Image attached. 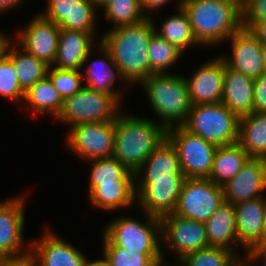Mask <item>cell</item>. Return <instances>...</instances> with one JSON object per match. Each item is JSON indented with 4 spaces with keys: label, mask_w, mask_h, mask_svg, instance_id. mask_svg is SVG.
<instances>
[{
    "label": "cell",
    "mask_w": 266,
    "mask_h": 266,
    "mask_svg": "<svg viewBox=\"0 0 266 266\" xmlns=\"http://www.w3.org/2000/svg\"><path fill=\"white\" fill-rule=\"evenodd\" d=\"M170 0H141V5L144 14L147 18H151L152 11L159 10L160 7H163L165 4H167Z\"/></svg>",
    "instance_id": "43"
},
{
    "label": "cell",
    "mask_w": 266,
    "mask_h": 266,
    "mask_svg": "<svg viewBox=\"0 0 266 266\" xmlns=\"http://www.w3.org/2000/svg\"><path fill=\"white\" fill-rule=\"evenodd\" d=\"M124 115L119 112L115 119L113 157L135 173L154 149L166 139V129L158 121Z\"/></svg>",
    "instance_id": "3"
},
{
    "label": "cell",
    "mask_w": 266,
    "mask_h": 266,
    "mask_svg": "<svg viewBox=\"0 0 266 266\" xmlns=\"http://www.w3.org/2000/svg\"><path fill=\"white\" fill-rule=\"evenodd\" d=\"M225 66L220 54L200 65L190 77L184 76L193 106L222 102Z\"/></svg>",
    "instance_id": "16"
},
{
    "label": "cell",
    "mask_w": 266,
    "mask_h": 266,
    "mask_svg": "<svg viewBox=\"0 0 266 266\" xmlns=\"http://www.w3.org/2000/svg\"><path fill=\"white\" fill-rule=\"evenodd\" d=\"M254 79L224 68L222 103L239 118L253 112Z\"/></svg>",
    "instance_id": "23"
},
{
    "label": "cell",
    "mask_w": 266,
    "mask_h": 266,
    "mask_svg": "<svg viewBox=\"0 0 266 266\" xmlns=\"http://www.w3.org/2000/svg\"><path fill=\"white\" fill-rule=\"evenodd\" d=\"M66 146L82 160L109 158L114 155L115 120L79 123L67 132Z\"/></svg>",
    "instance_id": "9"
},
{
    "label": "cell",
    "mask_w": 266,
    "mask_h": 266,
    "mask_svg": "<svg viewBox=\"0 0 266 266\" xmlns=\"http://www.w3.org/2000/svg\"><path fill=\"white\" fill-rule=\"evenodd\" d=\"M36 242L30 243V254L37 266H83L87 260L85 254L72 244L63 241L48 229Z\"/></svg>",
    "instance_id": "19"
},
{
    "label": "cell",
    "mask_w": 266,
    "mask_h": 266,
    "mask_svg": "<svg viewBox=\"0 0 266 266\" xmlns=\"http://www.w3.org/2000/svg\"><path fill=\"white\" fill-rule=\"evenodd\" d=\"M26 197V194L18 195L0 203V260L30 253V243L26 245H29L28 249L26 248L27 252L23 246Z\"/></svg>",
    "instance_id": "12"
},
{
    "label": "cell",
    "mask_w": 266,
    "mask_h": 266,
    "mask_svg": "<svg viewBox=\"0 0 266 266\" xmlns=\"http://www.w3.org/2000/svg\"><path fill=\"white\" fill-rule=\"evenodd\" d=\"M186 266H243V259L226 248L209 246L182 258Z\"/></svg>",
    "instance_id": "34"
},
{
    "label": "cell",
    "mask_w": 266,
    "mask_h": 266,
    "mask_svg": "<svg viewBox=\"0 0 266 266\" xmlns=\"http://www.w3.org/2000/svg\"><path fill=\"white\" fill-rule=\"evenodd\" d=\"M162 179H187L182 172L177 151L166 138L135 172V182Z\"/></svg>",
    "instance_id": "21"
},
{
    "label": "cell",
    "mask_w": 266,
    "mask_h": 266,
    "mask_svg": "<svg viewBox=\"0 0 266 266\" xmlns=\"http://www.w3.org/2000/svg\"><path fill=\"white\" fill-rule=\"evenodd\" d=\"M103 9L104 18L113 22V28L138 24L147 18L141 0H111Z\"/></svg>",
    "instance_id": "35"
},
{
    "label": "cell",
    "mask_w": 266,
    "mask_h": 266,
    "mask_svg": "<svg viewBox=\"0 0 266 266\" xmlns=\"http://www.w3.org/2000/svg\"><path fill=\"white\" fill-rule=\"evenodd\" d=\"M205 226L209 246L226 248L236 254L235 250L240 243L237 237L233 204L224 200L205 222Z\"/></svg>",
    "instance_id": "25"
},
{
    "label": "cell",
    "mask_w": 266,
    "mask_h": 266,
    "mask_svg": "<svg viewBox=\"0 0 266 266\" xmlns=\"http://www.w3.org/2000/svg\"><path fill=\"white\" fill-rule=\"evenodd\" d=\"M249 159L250 156L238 143L218 147L208 179L223 186L238 174Z\"/></svg>",
    "instance_id": "29"
},
{
    "label": "cell",
    "mask_w": 266,
    "mask_h": 266,
    "mask_svg": "<svg viewBox=\"0 0 266 266\" xmlns=\"http://www.w3.org/2000/svg\"><path fill=\"white\" fill-rule=\"evenodd\" d=\"M224 200L235 205L242 201L265 197L266 170L262 159L250 158L238 174L223 186Z\"/></svg>",
    "instance_id": "18"
},
{
    "label": "cell",
    "mask_w": 266,
    "mask_h": 266,
    "mask_svg": "<svg viewBox=\"0 0 266 266\" xmlns=\"http://www.w3.org/2000/svg\"><path fill=\"white\" fill-rule=\"evenodd\" d=\"M182 126L218 147L238 142L239 117L222 102L194 105Z\"/></svg>",
    "instance_id": "6"
},
{
    "label": "cell",
    "mask_w": 266,
    "mask_h": 266,
    "mask_svg": "<svg viewBox=\"0 0 266 266\" xmlns=\"http://www.w3.org/2000/svg\"><path fill=\"white\" fill-rule=\"evenodd\" d=\"M223 201L221 185L208 178H187L173 213L205 223Z\"/></svg>",
    "instance_id": "10"
},
{
    "label": "cell",
    "mask_w": 266,
    "mask_h": 266,
    "mask_svg": "<svg viewBox=\"0 0 266 266\" xmlns=\"http://www.w3.org/2000/svg\"><path fill=\"white\" fill-rule=\"evenodd\" d=\"M91 164L88 186L108 183H135V173L129 171L116 158H97L87 161Z\"/></svg>",
    "instance_id": "32"
},
{
    "label": "cell",
    "mask_w": 266,
    "mask_h": 266,
    "mask_svg": "<svg viewBox=\"0 0 266 266\" xmlns=\"http://www.w3.org/2000/svg\"><path fill=\"white\" fill-rule=\"evenodd\" d=\"M166 138L175 147L186 178H209L218 146L191 133L183 126L167 129Z\"/></svg>",
    "instance_id": "8"
},
{
    "label": "cell",
    "mask_w": 266,
    "mask_h": 266,
    "mask_svg": "<svg viewBox=\"0 0 266 266\" xmlns=\"http://www.w3.org/2000/svg\"><path fill=\"white\" fill-rule=\"evenodd\" d=\"M152 110L166 130L182 126L193 105L183 76L170 73L152 74L141 83Z\"/></svg>",
    "instance_id": "4"
},
{
    "label": "cell",
    "mask_w": 266,
    "mask_h": 266,
    "mask_svg": "<svg viewBox=\"0 0 266 266\" xmlns=\"http://www.w3.org/2000/svg\"><path fill=\"white\" fill-rule=\"evenodd\" d=\"M12 41V39H8L3 53L13 63L20 86L26 92L36 82L47 76L49 65L26 52L23 48L19 50Z\"/></svg>",
    "instance_id": "26"
},
{
    "label": "cell",
    "mask_w": 266,
    "mask_h": 266,
    "mask_svg": "<svg viewBox=\"0 0 266 266\" xmlns=\"http://www.w3.org/2000/svg\"><path fill=\"white\" fill-rule=\"evenodd\" d=\"M96 8L102 7V9L111 1V0H90Z\"/></svg>",
    "instance_id": "49"
},
{
    "label": "cell",
    "mask_w": 266,
    "mask_h": 266,
    "mask_svg": "<svg viewBox=\"0 0 266 266\" xmlns=\"http://www.w3.org/2000/svg\"><path fill=\"white\" fill-rule=\"evenodd\" d=\"M253 112L266 113V73L254 79Z\"/></svg>",
    "instance_id": "40"
},
{
    "label": "cell",
    "mask_w": 266,
    "mask_h": 266,
    "mask_svg": "<svg viewBox=\"0 0 266 266\" xmlns=\"http://www.w3.org/2000/svg\"><path fill=\"white\" fill-rule=\"evenodd\" d=\"M196 41L222 44L242 27L241 0H182Z\"/></svg>",
    "instance_id": "2"
},
{
    "label": "cell",
    "mask_w": 266,
    "mask_h": 266,
    "mask_svg": "<svg viewBox=\"0 0 266 266\" xmlns=\"http://www.w3.org/2000/svg\"><path fill=\"white\" fill-rule=\"evenodd\" d=\"M102 256L108 266H153L162 253H140L117 246H103Z\"/></svg>",
    "instance_id": "36"
},
{
    "label": "cell",
    "mask_w": 266,
    "mask_h": 266,
    "mask_svg": "<svg viewBox=\"0 0 266 266\" xmlns=\"http://www.w3.org/2000/svg\"><path fill=\"white\" fill-rule=\"evenodd\" d=\"M160 219L162 245L177 253L178 259L209 247L204 222L187 219L175 213L163 215Z\"/></svg>",
    "instance_id": "11"
},
{
    "label": "cell",
    "mask_w": 266,
    "mask_h": 266,
    "mask_svg": "<svg viewBox=\"0 0 266 266\" xmlns=\"http://www.w3.org/2000/svg\"><path fill=\"white\" fill-rule=\"evenodd\" d=\"M242 27L251 29L266 20V0H241Z\"/></svg>",
    "instance_id": "39"
},
{
    "label": "cell",
    "mask_w": 266,
    "mask_h": 266,
    "mask_svg": "<svg viewBox=\"0 0 266 266\" xmlns=\"http://www.w3.org/2000/svg\"><path fill=\"white\" fill-rule=\"evenodd\" d=\"M262 61H263L264 72L266 73V43H263Z\"/></svg>",
    "instance_id": "50"
},
{
    "label": "cell",
    "mask_w": 266,
    "mask_h": 266,
    "mask_svg": "<svg viewBox=\"0 0 266 266\" xmlns=\"http://www.w3.org/2000/svg\"><path fill=\"white\" fill-rule=\"evenodd\" d=\"M0 266H37L34 257L29 253L27 255L0 260Z\"/></svg>",
    "instance_id": "42"
},
{
    "label": "cell",
    "mask_w": 266,
    "mask_h": 266,
    "mask_svg": "<svg viewBox=\"0 0 266 266\" xmlns=\"http://www.w3.org/2000/svg\"><path fill=\"white\" fill-rule=\"evenodd\" d=\"M8 39H9L8 35L6 36V34L4 35V33L0 32V56L4 51V48H5V45L8 41Z\"/></svg>",
    "instance_id": "48"
},
{
    "label": "cell",
    "mask_w": 266,
    "mask_h": 266,
    "mask_svg": "<svg viewBox=\"0 0 266 266\" xmlns=\"http://www.w3.org/2000/svg\"><path fill=\"white\" fill-rule=\"evenodd\" d=\"M21 30H18L15 39L20 47L52 66L57 54L60 27L38 14Z\"/></svg>",
    "instance_id": "13"
},
{
    "label": "cell",
    "mask_w": 266,
    "mask_h": 266,
    "mask_svg": "<svg viewBox=\"0 0 266 266\" xmlns=\"http://www.w3.org/2000/svg\"><path fill=\"white\" fill-rule=\"evenodd\" d=\"M0 96L15 101L17 104L24 100L16 69L11 60L2 53L0 56Z\"/></svg>",
    "instance_id": "37"
},
{
    "label": "cell",
    "mask_w": 266,
    "mask_h": 266,
    "mask_svg": "<svg viewBox=\"0 0 266 266\" xmlns=\"http://www.w3.org/2000/svg\"><path fill=\"white\" fill-rule=\"evenodd\" d=\"M23 0H0V13H4V11H9L11 8H15L16 6L22 4Z\"/></svg>",
    "instance_id": "45"
},
{
    "label": "cell",
    "mask_w": 266,
    "mask_h": 266,
    "mask_svg": "<svg viewBox=\"0 0 266 266\" xmlns=\"http://www.w3.org/2000/svg\"><path fill=\"white\" fill-rule=\"evenodd\" d=\"M261 159H262V162H263L264 168H265V170H266V154H265Z\"/></svg>",
    "instance_id": "52"
},
{
    "label": "cell",
    "mask_w": 266,
    "mask_h": 266,
    "mask_svg": "<svg viewBox=\"0 0 266 266\" xmlns=\"http://www.w3.org/2000/svg\"><path fill=\"white\" fill-rule=\"evenodd\" d=\"M95 34L60 29L57 54L52 66L59 69L81 71L92 56L93 49L100 42L94 38L97 37L94 36Z\"/></svg>",
    "instance_id": "20"
},
{
    "label": "cell",
    "mask_w": 266,
    "mask_h": 266,
    "mask_svg": "<svg viewBox=\"0 0 266 266\" xmlns=\"http://www.w3.org/2000/svg\"><path fill=\"white\" fill-rule=\"evenodd\" d=\"M264 237H266V196H265V208H264Z\"/></svg>",
    "instance_id": "51"
},
{
    "label": "cell",
    "mask_w": 266,
    "mask_h": 266,
    "mask_svg": "<svg viewBox=\"0 0 266 266\" xmlns=\"http://www.w3.org/2000/svg\"><path fill=\"white\" fill-rule=\"evenodd\" d=\"M153 17L134 25L112 28L98 40L108 50L126 85L150 76L148 45L155 33Z\"/></svg>",
    "instance_id": "1"
},
{
    "label": "cell",
    "mask_w": 266,
    "mask_h": 266,
    "mask_svg": "<svg viewBox=\"0 0 266 266\" xmlns=\"http://www.w3.org/2000/svg\"><path fill=\"white\" fill-rule=\"evenodd\" d=\"M227 40H230L231 43L230 55L232 56L222 55L221 57L228 67L252 79H256L264 73L263 44L249 29L241 27Z\"/></svg>",
    "instance_id": "17"
},
{
    "label": "cell",
    "mask_w": 266,
    "mask_h": 266,
    "mask_svg": "<svg viewBox=\"0 0 266 266\" xmlns=\"http://www.w3.org/2000/svg\"><path fill=\"white\" fill-rule=\"evenodd\" d=\"M250 31L260 40V42L266 43V20L256 23Z\"/></svg>",
    "instance_id": "44"
},
{
    "label": "cell",
    "mask_w": 266,
    "mask_h": 266,
    "mask_svg": "<svg viewBox=\"0 0 266 266\" xmlns=\"http://www.w3.org/2000/svg\"><path fill=\"white\" fill-rule=\"evenodd\" d=\"M148 55L152 75L170 73L167 69L174 66L183 53L155 32L148 45Z\"/></svg>",
    "instance_id": "33"
},
{
    "label": "cell",
    "mask_w": 266,
    "mask_h": 266,
    "mask_svg": "<svg viewBox=\"0 0 266 266\" xmlns=\"http://www.w3.org/2000/svg\"><path fill=\"white\" fill-rule=\"evenodd\" d=\"M177 4V12L162 21L161 28H155V32L184 53L191 46L200 44L194 37L188 14L182 7V0H178Z\"/></svg>",
    "instance_id": "30"
},
{
    "label": "cell",
    "mask_w": 266,
    "mask_h": 266,
    "mask_svg": "<svg viewBox=\"0 0 266 266\" xmlns=\"http://www.w3.org/2000/svg\"><path fill=\"white\" fill-rule=\"evenodd\" d=\"M250 158L266 154V113L252 112L239 118L238 142Z\"/></svg>",
    "instance_id": "27"
},
{
    "label": "cell",
    "mask_w": 266,
    "mask_h": 266,
    "mask_svg": "<svg viewBox=\"0 0 266 266\" xmlns=\"http://www.w3.org/2000/svg\"><path fill=\"white\" fill-rule=\"evenodd\" d=\"M242 257L243 266H255V262H258V259L263 261L262 266H266V237L258 240L250 249L247 250L246 256Z\"/></svg>",
    "instance_id": "41"
},
{
    "label": "cell",
    "mask_w": 266,
    "mask_h": 266,
    "mask_svg": "<svg viewBox=\"0 0 266 266\" xmlns=\"http://www.w3.org/2000/svg\"><path fill=\"white\" fill-rule=\"evenodd\" d=\"M164 256H165V253L164 254H162V256L161 257H159L155 262H154V264H153V266H186V264L183 262V260L182 259H178V262L181 264H169V265H166V264H164L165 262H164Z\"/></svg>",
    "instance_id": "46"
},
{
    "label": "cell",
    "mask_w": 266,
    "mask_h": 266,
    "mask_svg": "<svg viewBox=\"0 0 266 266\" xmlns=\"http://www.w3.org/2000/svg\"><path fill=\"white\" fill-rule=\"evenodd\" d=\"M119 103L112 95L84 86L74 95L66 97L55 118L72 127L79 123L113 121L120 110Z\"/></svg>",
    "instance_id": "7"
},
{
    "label": "cell",
    "mask_w": 266,
    "mask_h": 266,
    "mask_svg": "<svg viewBox=\"0 0 266 266\" xmlns=\"http://www.w3.org/2000/svg\"><path fill=\"white\" fill-rule=\"evenodd\" d=\"M88 189V199L98 209L117 211L136 203L135 183H108L88 186Z\"/></svg>",
    "instance_id": "28"
},
{
    "label": "cell",
    "mask_w": 266,
    "mask_h": 266,
    "mask_svg": "<svg viewBox=\"0 0 266 266\" xmlns=\"http://www.w3.org/2000/svg\"><path fill=\"white\" fill-rule=\"evenodd\" d=\"M234 208L238 241L247 253L264 237L265 197L239 202Z\"/></svg>",
    "instance_id": "22"
},
{
    "label": "cell",
    "mask_w": 266,
    "mask_h": 266,
    "mask_svg": "<svg viewBox=\"0 0 266 266\" xmlns=\"http://www.w3.org/2000/svg\"><path fill=\"white\" fill-rule=\"evenodd\" d=\"M83 266H108V265L104 258L93 260V261H89L87 258Z\"/></svg>",
    "instance_id": "47"
},
{
    "label": "cell",
    "mask_w": 266,
    "mask_h": 266,
    "mask_svg": "<svg viewBox=\"0 0 266 266\" xmlns=\"http://www.w3.org/2000/svg\"><path fill=\"white\" fill-rule=\"evenodd\" d=\"M64 99L48 76L31 86L24 96L23 102L28 104L34 116L37 114H51L54 119L60 113Z\"/></svg>",
    "instance_id": "31"
},
{
    "label": "cell",
    "mask_w": 266,
    "mask_h": 266,
    "mask_svg": "<svg viewBox=\"0 0 266 266\" xmlns=\"http://www.w3.org/2000/svg\"><path fill=\"white\" fill-rule=\"evenodd\" d=\"M145 215V216H144ZM144 223L129 216L113 219L103 233V246H117L140 253H162L161 219L143 212Z\"/></svg>",
    "instance_id": "5"
},
{
    "label": "cell",
    "mask_w": 266,
    "mask_h": 266,
    "mask_svg": "<svg viewBox=\"0 0 266 266\" xmlns=\"http://www.w3.org/2000/svg\"><path fill=\"white\" fill-rule=\"evenodd\" d=\"M186 179L135 182L136 203L147 214L162 217L173 213Z\"/></svg>",
    "instance_id": "14"
},
{
    "label": "cell",
    "mask_w": 266,
    "mask_h": 266,
    "mask_svg": "<svg viewBox=\"0 0 266 266\" xmlns=\"http://www.w3.org/2000/svg\"><path fill=\"white\" fill-rule=\"evenodd\" d=\"M47 76L63 99L74 95L84 87L81 71L49 66Z\"/></svg>",
    "instance_id": "38"
},
{
    "label": "cell",
    "mask_w": 266,
    "mask_h": 266,
    "mask_svg": "<svg viewBox=\"0 0 266 266\" xmlns=\"http://www.w3.org/2000/svg\"><path fill=\"white\" fill-rule=\"evenodd\" d=\"M46 3V9L40 14L60 29L95 33L98 12L90 0H47Z\"/></svg>",
    "instance_id": "15"
},
{
    "label": "cell",
    "mask_w": 266,
    "mask_h": 266,
    "mask_svg": "<svg viewBox=\"0 0 266 266\" xmlns=\"http://www.w3.org/2000/svg\"><path fill=\"white\" fill-rule=\"evenodd\" d=\"M96 47V49H99L98 51L103 57L94 60L89 66L87 64V68L85 69L86 72L83 73L81 71L82 78L87 82L84 86L112 95L120 103V101H122V92H120L119 89L115 90L113 86L117 78H120L122 82L125 81L123 80L118 67L113 62L112 56L108 50L100 42Z\"/></svg>",
    "instance_id": "24"
}]
</instances>
